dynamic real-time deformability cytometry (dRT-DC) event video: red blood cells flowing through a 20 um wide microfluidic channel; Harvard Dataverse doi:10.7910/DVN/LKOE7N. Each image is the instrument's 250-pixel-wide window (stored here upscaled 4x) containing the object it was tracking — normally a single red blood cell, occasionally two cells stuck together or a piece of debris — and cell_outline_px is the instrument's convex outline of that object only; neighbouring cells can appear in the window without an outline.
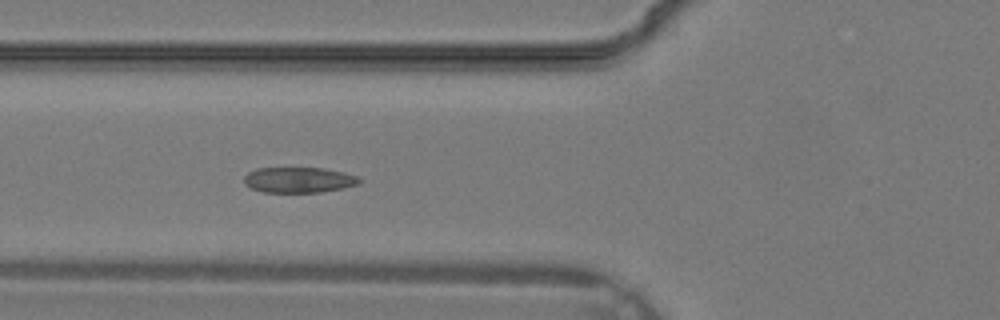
{"species": "common noctule bat (a hibernating species)", "species_latin": "Nyctalus noctula", "temperature_condition": "warm", "stored_images_in_passage": 35, "camera_frame_rate_fps": 3000, "um_per_image_px": 0.085, "animal": {"sex": "male", "body_mass_g": 19.2, "forearm_length_mm": 51.8}, "frame": {"image": 1, "passage_image": 13, "time_ms": 4.0, "image_size_px": [1000, 320], "cell_outline_px": [[360, 184], [320, 192], [264, 192], [252, 188], [244, 184], [244, 176], [248, 172], [256, 168], [324, 168], [344, 172], [356, 176], [360, 180]], "centroid_in_image_um": [25.37, 15.28], "position_along_channel_um": 100.4, "area_um2": 17.05}}
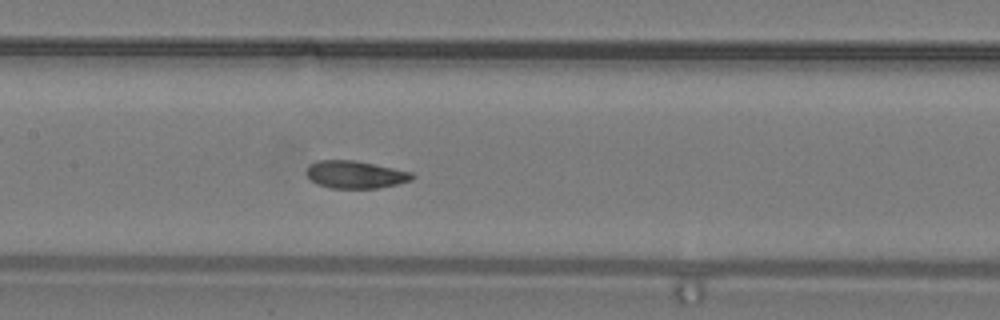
{"frame": {"image": 2, "passage_image": 17, "time_ms": 5.333, "image_size_px": [1000, 320], "cell_outline_px": [[416, 176], [412, 180], [396, 184], [376, 188], [332, 188], [316, 184], [308, 176], [308, 164], [316, 160], [356, 160], [412, 172]], "centroid_in_image_um": [30.21, 14.83], "position_along_channel_um": 177.2, "area_um2": 16.94}}
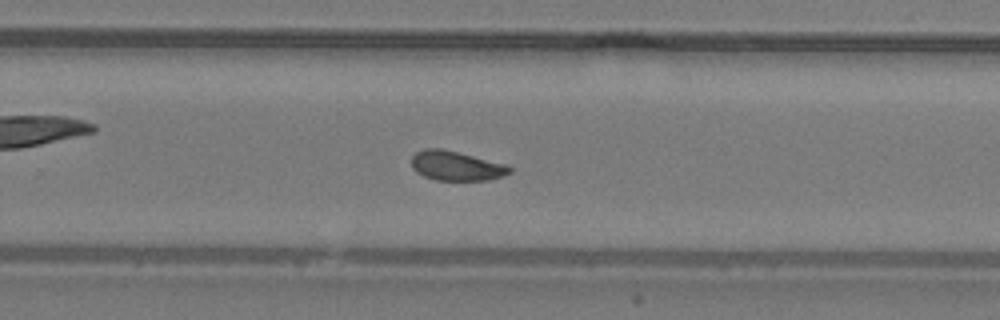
{"frame": {"image": 3, "passage_image": 23, "time_ms": 7.333, "image_size_px": [1000, 320], "cell_outline_px": [[512, 172], [488, 180], [436, 180], [424, 176], [416, 172], [412, 168], [412, 156], [416, 152], [424, 148], [440, 148], [504, 164], [512, 168]], "centroid_in_image_um": [38.73, 14.1], "position_along_channel_um": 291.1, "area_um2": 16.59}}